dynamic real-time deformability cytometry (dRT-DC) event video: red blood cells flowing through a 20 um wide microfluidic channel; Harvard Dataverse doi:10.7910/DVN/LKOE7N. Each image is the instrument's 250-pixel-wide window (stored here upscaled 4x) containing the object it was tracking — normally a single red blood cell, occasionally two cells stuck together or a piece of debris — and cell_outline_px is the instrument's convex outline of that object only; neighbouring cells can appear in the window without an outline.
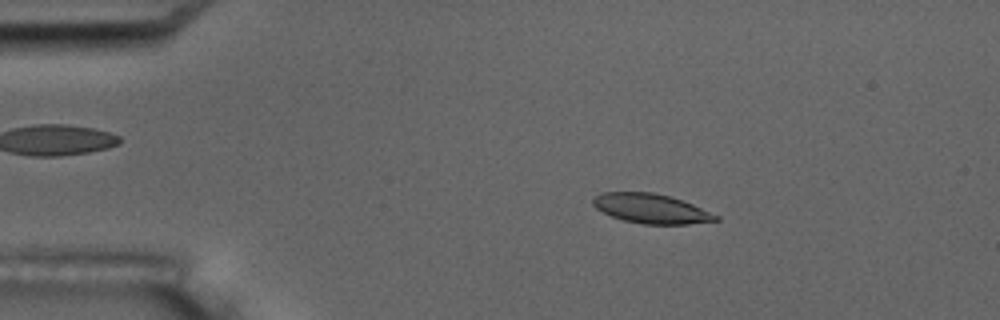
{"species": "common noctule bat (a hibernating species)", "species_latin": "Nyctalus noctula", "temperature_condition": "room temperature", "stored_images_in_passage": 5, "camera_frame_rate_fps": 3000, "um_per_image_px": 0.085, "animal": {"sex": "male", "body_mass_g": 17.5, "forearm_length_mm": 52.3}, "frame": {"image": 1, "passage_image": 3, "time_ms": 3.0, "image_size_px": [1000, 320], "cell_outline_px": [[720, 220], [688, 224], [644, 224], [624, 220], [612, 216], [596, 208], [592, 204], [592, 200], [596, 196], [604, 192], [652, 192], [668, 196], [692, 204], [720, 216]], "centroid_in_image_um": [55.35, 17.73], "position_along_channel_um": 29.6, "area_um2": 20.87}}